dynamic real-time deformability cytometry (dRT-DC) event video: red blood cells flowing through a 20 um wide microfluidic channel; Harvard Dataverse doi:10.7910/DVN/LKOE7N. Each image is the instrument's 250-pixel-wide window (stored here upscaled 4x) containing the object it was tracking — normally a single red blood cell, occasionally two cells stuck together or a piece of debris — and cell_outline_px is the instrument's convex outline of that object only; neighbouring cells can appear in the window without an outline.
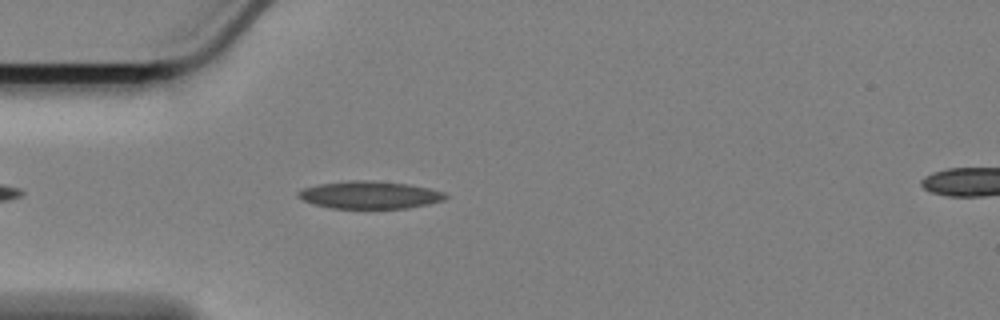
{"species": "Egyptian fruit bat (a non-hibernating species)", "species_latin": "Rousettus aegyptiacus", "temperature_condition": "cold", "stored_images_in_passage": 26, "camera_frame_rate_fps": 3000, "um_per_image_px": 0.085, "animal": {"sex": "female"}, "frame": {"image": 1, "passage_image": 6, "time_ms": 1.667, "image_size_px": [1000, 320], "cell_outline_px": [[448, 196], [444, 200], [428, 204], [404, 208], [332, 208], [316, 204], [304, 200], [296, 196], [296, 192], [300, 188], [320, 184], [348, 180], [368, 180], [408, 184], [428, 188], [444, 192]], "centroid_in_image_um": [31.4, 16.56], "position_along_channel_um": 53.6, "area_um2": 23.52}}
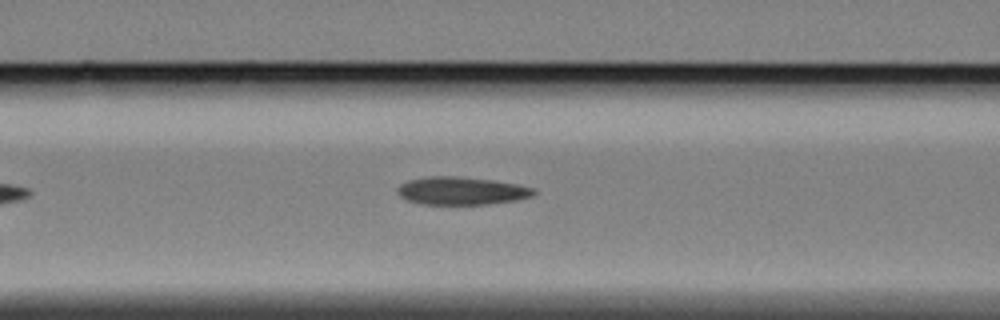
{"frame": {"image": 2, "passage_image": 13, "time_ms": 4.0, "image_size_px": [1000, 320], "cell_outline_px": [[536, 192], [532, 196], [516, 200], [488, 204], [420, 204], [404, 200], [396, 192], [396, 188], [400, 184], [408, 180], [428, 176], [452, 176], [492, 180], [516, 184], [536, 188]], "centroid_in_image_um": [39.18, 16.22], "position_along_channel_um": 127.4, "area_um2": 22.25}}
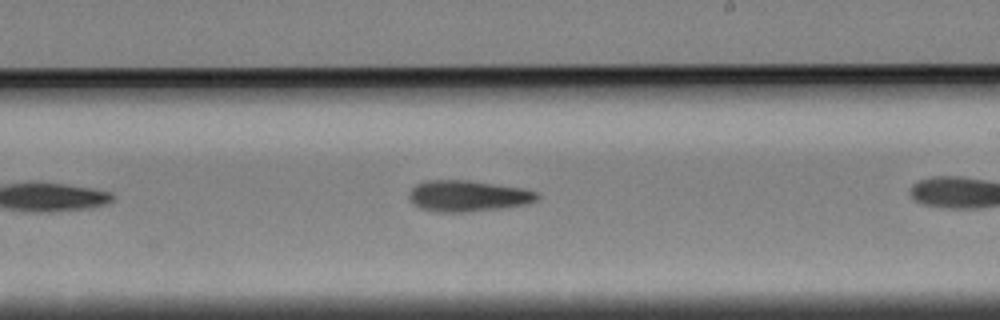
{"frame": {"image": 3, "passage_image": 20, "time_ms": 6.333, "image_size_px": [1000, 320], "cell_outline_px": [[540, 200], [528, 204], [504, 208], [468, 212], [436, 212], [420, 208], [412, 204], [408, 196], [408, 192], [416, 184], [424, 180], [468, 180], [524, 188], [540, 192]], "centroid_in_image_um": [39.8, 16.66], "position_along_channel_um": 249.2, "area_um2": 23.81}}